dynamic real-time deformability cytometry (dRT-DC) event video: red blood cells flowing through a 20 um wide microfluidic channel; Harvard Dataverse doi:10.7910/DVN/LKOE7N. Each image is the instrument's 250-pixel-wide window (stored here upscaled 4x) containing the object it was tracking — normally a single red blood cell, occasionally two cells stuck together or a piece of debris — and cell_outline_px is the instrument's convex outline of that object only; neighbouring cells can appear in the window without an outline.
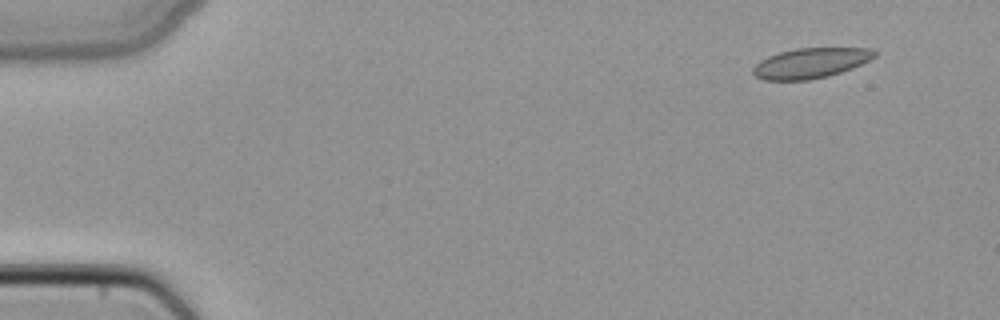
{"species": "common noctule bat (a hibernating species)", "species_latin": "Nyctalus noctula", "temperature_condition": "cold", "stored_images_in_passage": 3, "camera_frame_rate_fps": 3000, "um_per_image_px": 0.085, "animal": {"sex": "female", "body_mass_g": 22.7, "forearm_length_mm": 54.2}, "frame": {"image": 1, "passage_image": 1, "time_ms": 0.0, "image_size_px": [1000, 320], "cell_outline_px": [[876, 56], [852, 68], [828, 76], [808, 80], [764, 80], [756, 76], [752, 72], [752, 68], [760, 60], [768, 56], [780, 52], [796, 48], [872, 48], [876, 52]], "centroid_in_image_um": [68.88, 5.36], "position_along_channel_um": 16.1, "area_um2": 21.27}}